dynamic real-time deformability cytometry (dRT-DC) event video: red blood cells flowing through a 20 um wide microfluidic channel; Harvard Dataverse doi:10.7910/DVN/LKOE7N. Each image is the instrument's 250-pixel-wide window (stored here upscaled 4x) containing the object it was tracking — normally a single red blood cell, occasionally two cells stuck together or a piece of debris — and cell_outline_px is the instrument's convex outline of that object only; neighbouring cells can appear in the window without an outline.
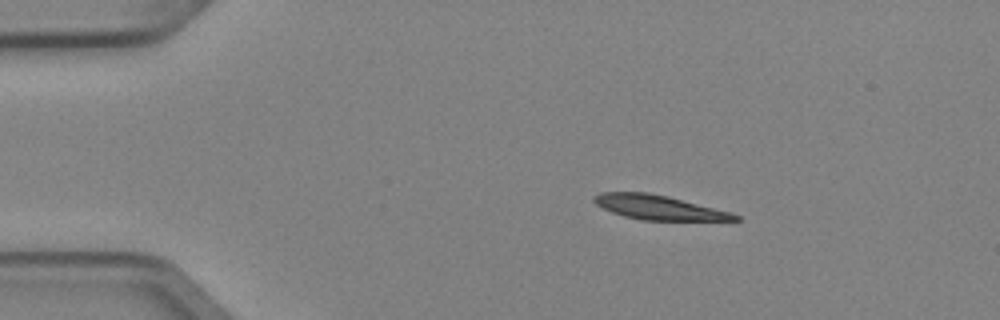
{"species": "Egyptian fruit bat (a non-hibernating species)", "species_latin": "Rousettus aegyptiacus", "temperature_condition": "cold", "stored_images_in_passage": 3, "camera_frame_rate_fps": 3000, "um_per_image_px": 0.085, "animal": {"sex": "female"}, "frame": {"image": 1, "passage_image": 2, "time_ms": 0.333, "image_size_px": [1000, 320], "cell_outline_px": [[740, 220], [640, 220], [624, 216], [612, 212], [596, 204], [592, 200], [592, 196], [600, 192], [648, 192], [668, 196], [728, 212], [740, 216]], "centroid_in_image_um": [55.91, 17.62], "position_along_channel_um": 29.1, "area_um2": 19.77}}